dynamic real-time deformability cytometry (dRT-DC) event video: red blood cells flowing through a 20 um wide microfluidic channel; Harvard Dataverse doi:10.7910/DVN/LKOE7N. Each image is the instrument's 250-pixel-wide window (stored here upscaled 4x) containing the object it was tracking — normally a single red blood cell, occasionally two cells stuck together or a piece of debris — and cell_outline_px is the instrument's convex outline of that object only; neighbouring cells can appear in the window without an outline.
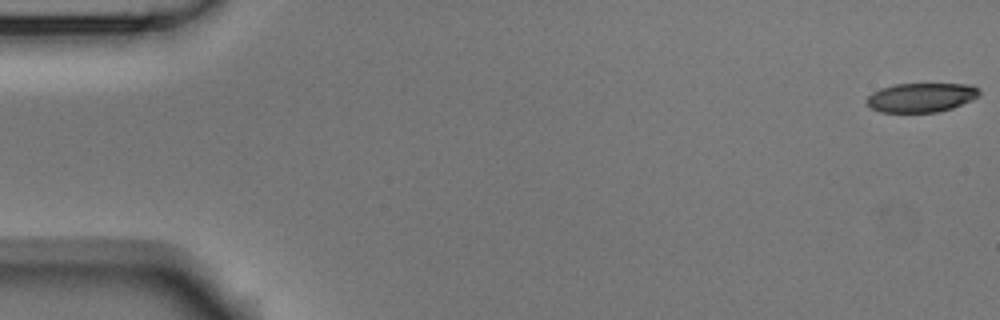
{"species": "Egyptian fruit bat (a non-hibernating species)", "species_latin": "Rousettus aegyptiacus", "temperature_condition": "room temperature", "stored_images_in_passage": 54, "camera_frame_rate_fps": 3000, "um_per_image_px": 0.085, "animal": {"sex": "male"}, "frame": {"image": 1, "passage_image": 1, "time_ms": 0.0, "image_size_px": [1000, 320], "cell_outline_px": [[980, 96], [972, 100], [952, 108], [936, 112], [880, 112], [872, 108], [864, 100], [872, 92], [880, 88], [896, 84], [972, 84], [980, 88]], "centroid_in_image_um": [78.32, 8.28], "position_along_channel_um": 6.7, "area_um2": 19.31}}
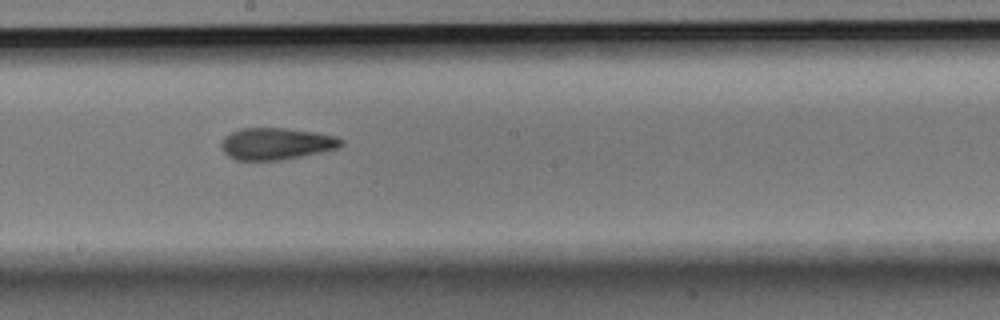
{"frame": {"image": 2, "passage_image": 30, "time_ms": 9.667, "image_size_px": [1000, 320], "cell_outline_px": [[344, 144], [336, 148], [320, 152], [280, 160], [236, 160], [228, 156], [220, 148], [220, 144], [224, 136], [240, 128], [284, 128], [316, 132], [336, 136], [344, 140]], "centroid_in_image_um": [23.46, 12.21], "position_along_channel_um": 224.7, "area_um2": 22.25}}
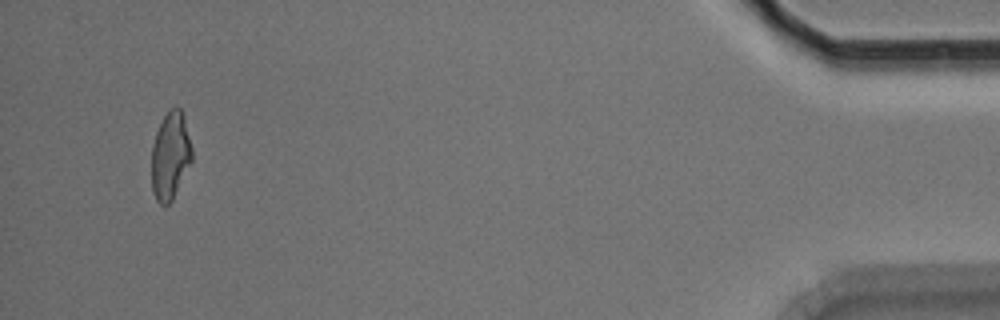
{"frame": {"image": 3, "passage_image": 52, "time_ms": 17.0, "image_size_px": [1000, 320], "cell_outline_px": [[192, 160], [172, 200], [168, 204], [160, 204], [156, 200], [152, 192], [152, 144], [156, 132], [164, 116], [176, 104], [180, 108], [184, 116], [192, 148]], "centroid_in_image_um": [14.48, 13.23], "position_along_channel_um": 420.7, "area_um2": 20.52}, "authors_computed_cell_mechanics": {"area_um2": 21.6172, "velocity_mm_per_s": 3.726, "shape_relaxation_time_tau1_ms": 10.3341, "shape_relaxation_time_tau2_ms": 3.3752, "deformation_change_tau1": 0.2405, "deformation_change_tau2": 0.1117}}